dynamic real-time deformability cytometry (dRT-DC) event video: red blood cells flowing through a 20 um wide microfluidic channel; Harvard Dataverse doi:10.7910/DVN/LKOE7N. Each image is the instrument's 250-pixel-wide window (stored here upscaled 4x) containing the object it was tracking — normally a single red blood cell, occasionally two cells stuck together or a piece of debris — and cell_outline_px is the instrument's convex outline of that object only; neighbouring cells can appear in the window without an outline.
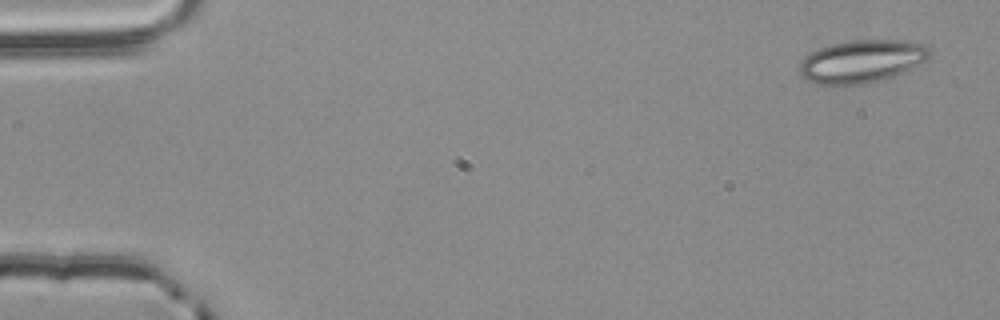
{"species": "common noctule bat (a hibernating species)", "species_latin": "Nyctalus noctula", "temperature_condition": "room temperature", "stored_images_in_passage": 5, "camera_frame_rate_fps": 3000, "um_per_image_px": 0.085, "animal": {"sex": "male", "body_mass_g": 20.4}, "frame": {"image": 1, "passage_image": 1, "time_ms": 0.0, "image_size_px": [1000, 320], "cell_outline_px": [[932, 52], [928, 60], [892, 76], [860, 84], [816, 84], [804, 80], [800, 76], [800, 60], [812, 52], [820, 48], [832, 44], [852, 40], [900, 40], [924, 44]], "centroid_in_image_um": [73.23, 5.2], "position_along_channel_um": 11.8, "area_um2": 32.14}}